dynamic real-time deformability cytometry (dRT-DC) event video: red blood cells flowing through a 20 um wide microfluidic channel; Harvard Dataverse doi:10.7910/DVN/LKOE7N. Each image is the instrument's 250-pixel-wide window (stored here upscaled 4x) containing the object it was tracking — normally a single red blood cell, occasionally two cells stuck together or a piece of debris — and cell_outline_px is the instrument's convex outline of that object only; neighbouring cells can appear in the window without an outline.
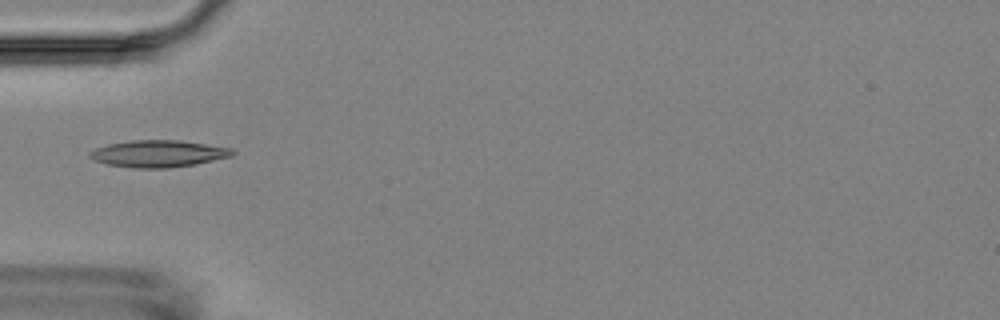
{"species": "Egyptian fruit bat (a non-hibernating species)", "species_latin": "Rousettus aegyptiacus", "temperature_condition": "room temperature", "stored_images_in_passage": 2, "camera_frame_rate_fps": 3000, "um_per_image_px": 0.085, "animal": {"sex": "female"}, "frame": {"image": 1, "passage_image": 2, "time_ms": 1.333, "image_size_px": [1000, 320], "cell_outline_px": [[236, 152], [232, 156], [196, 164], [168, 168], [132, 168], [108, 164], [96, 160], [88, 156], [88, 152], [96, 148], [108, 144], [132, 140], [180, 140], [232, 148]], "centroid_in_image_um": [13.48, 13.06], "position_along_channel_um": 71.5, "area_um2": 22.37}}